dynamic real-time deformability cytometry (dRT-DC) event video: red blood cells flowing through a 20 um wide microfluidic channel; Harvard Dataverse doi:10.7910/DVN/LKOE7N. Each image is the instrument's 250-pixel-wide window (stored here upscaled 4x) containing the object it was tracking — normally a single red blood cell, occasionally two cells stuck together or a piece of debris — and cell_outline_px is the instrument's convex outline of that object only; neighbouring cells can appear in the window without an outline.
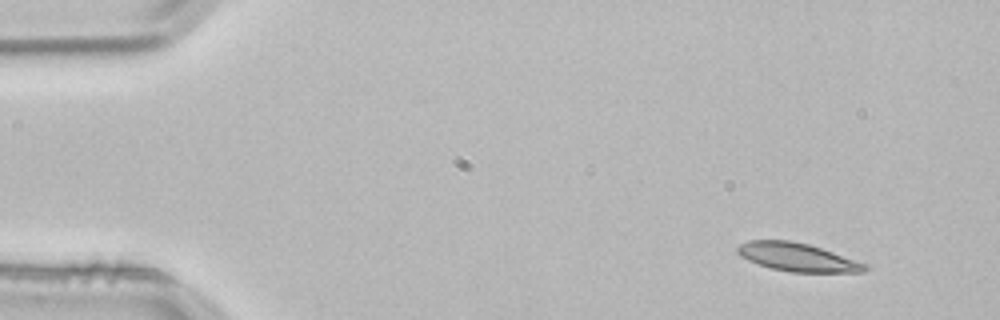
{"species": "common noctule bat (a hibernating species)", "species_latin": "Nyctalus noctula", "temperature_condition": "room temperature", "stored_images_in_passage": 4, "segment_of_instrument_passage": [1, 2], "camera_frame_rate_fps": 3000, "um_per_image_px": 0.085, "animal": {"sex": "male", "body_mass_g": 21.5, "forearm_length_mm": 52.0}, "frame": {"image": 1, "passage_image": 1, "time_ms": 0.0, "image_size_px": [1000, 320], "cell_outline_px": [[868, 268], [864, 272], [792, 272], [772, 268], [748, 260], [740, 256], [736, 252], [736, 248], [740, 244], [748, 240], [788, 240], [808, 244], [868, 264]], "centroid_in_image_um": [67.76, 21.86], "position_along_channel_um": 17.2, "area_um2": 20.81}}